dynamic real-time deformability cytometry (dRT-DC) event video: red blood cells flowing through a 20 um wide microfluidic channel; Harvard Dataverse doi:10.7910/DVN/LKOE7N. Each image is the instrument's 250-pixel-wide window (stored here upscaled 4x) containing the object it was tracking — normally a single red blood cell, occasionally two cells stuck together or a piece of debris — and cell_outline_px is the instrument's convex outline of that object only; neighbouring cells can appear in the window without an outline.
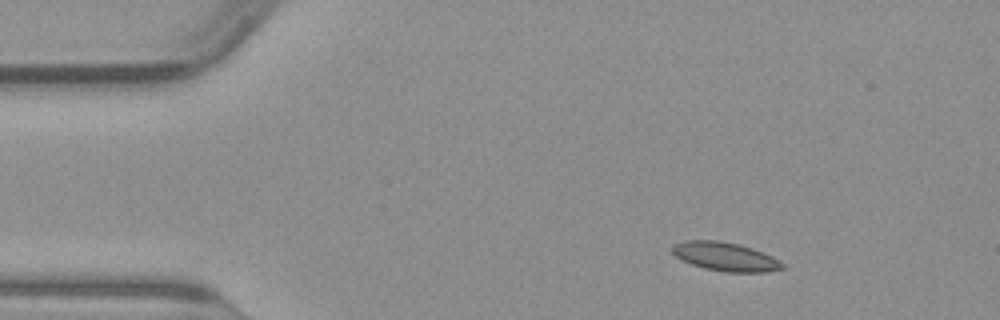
{"species": "common noctule bat (a hibernating species)", "species_latin": "Nyctalus noctula", "temperature_condition": "warm", "stored_images_in_passage": 44, "camera_frame_rate_fps": 3000, "um_per_image_px": 0.085, "animal": {"sex": "male", "body_mass_g": 23.1, "forearm_length_mm": 52.7}, "frame": {"image": 1, "passage_image": 1, "time_ms": 0.0, "image_size_px": [1000, 320], "cell_outline_px": [[784, 268], [768, 272], [724, 272], [704, 268], [692, 264], [676, 256], [672, 252], [672, 244], [684, 240], [720, 240], [740, 244], [764, 252], [772, 256], [784, 264]], "centroid_in_image_um": [61.66, 21.8], "position_along_channel_um": 23.3, "area_um2": 18.55}}
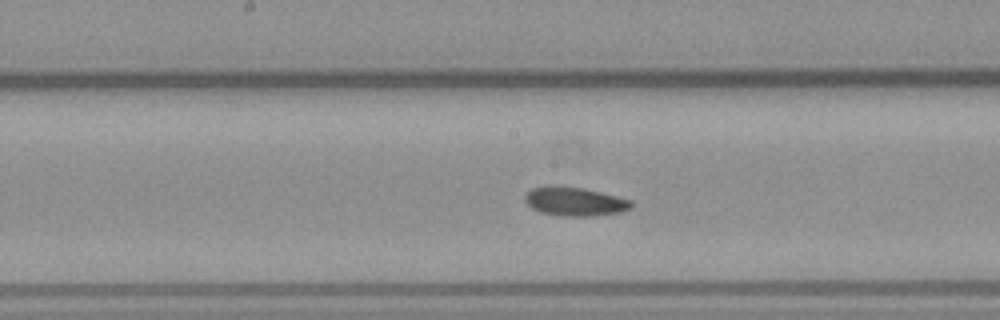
{"frame": {"image": 2, "passage_image": 19, "time_ms": 6.0, "image_size_px": [1000, 320], "cell_outline_px": [[632, 208], [620, 212], [592, 216], [560, 216], [540, 212], [532, 208], [524, 200], [524, 196], [532, 188], [548, 184], [552, 184], [584, 188], [632, 200]], "centroid_in_image_um": [48.82, 17.11], "position_along_channel_um": 199.4, "area_um2": 18.09}}
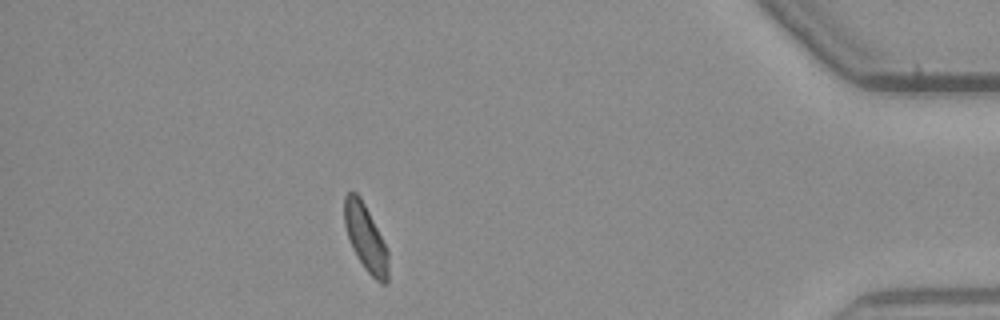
{"frame": {"image": 3, "passage_image": 38, "time_ms": 12.333, "image_size_px": [1000, 320], "cell_outline_px": [[388, 280], [384, 284], [380, 284], [364, 268], [356, 256], [348, 240], [344, 224], [344, 196], [348, 192], [356, 192], [360, 196], [388, 252]], "centroid_in_image_um": [31.05, 20.24], "position_along_channel_um": 404.2, "area_um2": 16.82}}